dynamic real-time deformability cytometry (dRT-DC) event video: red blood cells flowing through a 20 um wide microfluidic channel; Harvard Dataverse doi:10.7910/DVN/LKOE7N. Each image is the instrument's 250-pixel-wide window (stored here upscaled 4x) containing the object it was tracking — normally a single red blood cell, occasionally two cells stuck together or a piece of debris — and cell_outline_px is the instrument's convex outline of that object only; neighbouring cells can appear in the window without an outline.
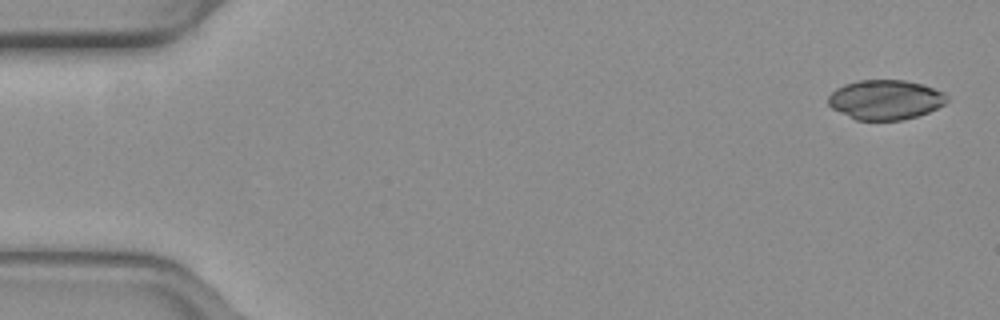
{"species": "common noctule bat (a hibernating species)", "species_latin": "Nyctalus noctula", "temperature_condition": "warm", "stored_images_in_passage": 52, "camera_frame_rate_fps": 3000, "um_per_image_px": 0.085, "animal": {"sex": "female", "body_mass_g": 19.3, "forearm_length_mm": 54.1}, "frame": {"image": 1, "passage_image": 1, "time_ms": 0.0, "image_size_px": [1000, 320], "cell_outline_px": [[948, 100], [944, 104], [928, 112], [916, 116], [900, 120], [856, 120], [832, 108], [828, 104], [828, 96], [836, 88], [844, 84], [860, 80], [904, 80], [920, 84], [944, 92], [948, 96]], "centroid_in_image_um": [75.24, 8.47], "position_along_channel_um": 9.8, "area_um2": 27.28}}
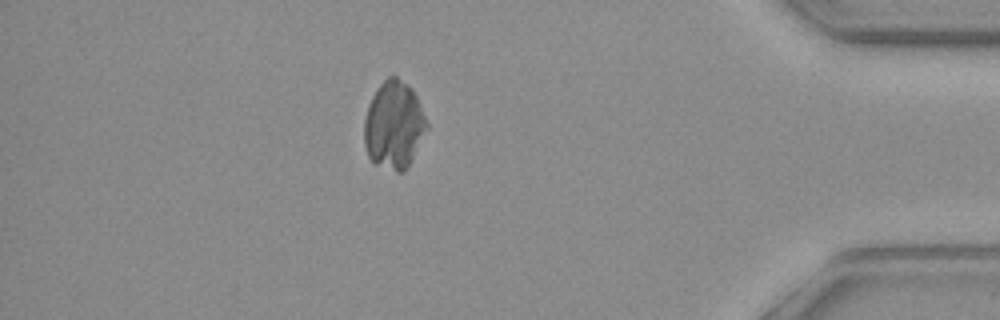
{"frame": {"image": 2, "passage_image": 45, "time_ms": 14.667, "image_size_px": [1000, 320], "cell_outline_px": [[428, 128], [404, 172], [396, 172], [376, 164], [368, 156], [364, 144], [364, 120], [368, 104], [372, 96], [380, 84], [388, 76], [396, 76], [412, 88], [416, 96], [428, 124]], "centroid_in_image_um": [33.46, 10.62], "position_along_channel_um": 401.7, "area_um2": 31.79}}